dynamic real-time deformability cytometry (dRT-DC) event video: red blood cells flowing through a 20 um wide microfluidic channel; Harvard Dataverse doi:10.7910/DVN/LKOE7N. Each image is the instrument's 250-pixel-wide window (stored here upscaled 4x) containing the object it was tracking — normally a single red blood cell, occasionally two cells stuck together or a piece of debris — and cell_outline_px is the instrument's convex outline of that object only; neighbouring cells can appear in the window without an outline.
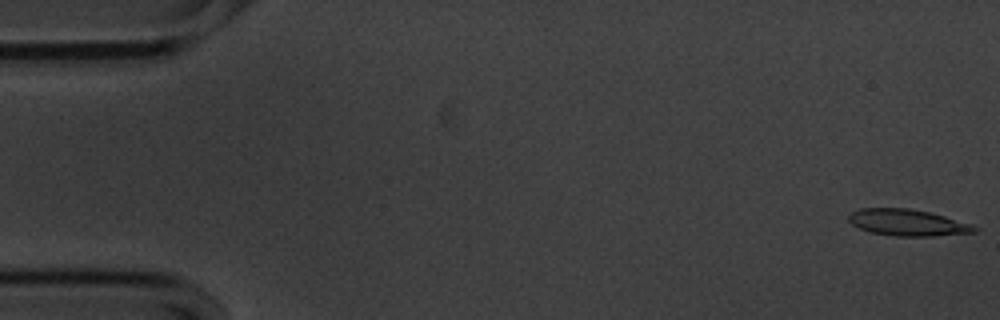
{"species": "common noctule bat (a hibernating species)", "species_latin": "Nyctalus noctula", "temperature_condition": "cold", "stored_images_in_passage": 56, "camera_frame_rate_fps": 3000, "um_per_image_px": 0.085, "animal": {"sex": "male", "body_mass_g": 20.1, "forearm_length_mm": 53.5}, "frame": {"image": 1, "passage_image": 1, "time_ms": 0.0, "image_size_px": [1000, 320], "cell_outline_px": [[980, 228], [976, 232], [932, 236], [896, 236], [868, 232], [852, 224], [848, 220], [848, 216], [852, 212], [860, 208], [908, 208], [928, 212], [944, 216], [972, 224]], "centroid_in_image_um": [77.14, 18.92], "position_along_channel_um": 7.9, "area_um2": 19.42}}
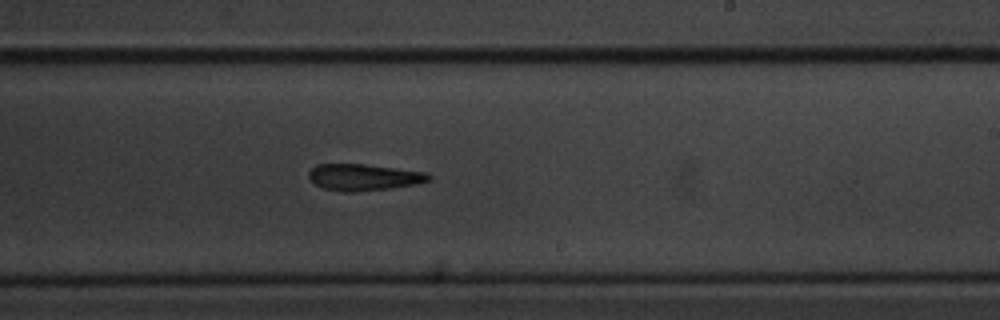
{"frame": {"image": 2, "passage_image": 33, "time_ms": 10.667, "image_size_px": [1000, 320], "cell_outline_px": [[432, 180], [416, 184], [388, 188], [352, 192], [344, 192], [320, 188], [308, 176], [308, 172], [316, 164], [364, 164], [428, 172], [432, 176]], "centroid_in_image_um": [30.93, 15.06], "position_along_channel_um": 258.1, "area_um2": 18.61}}
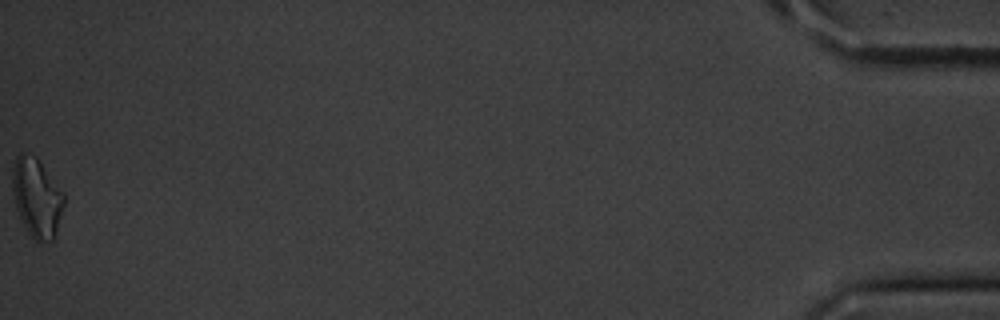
{"frame": {"image": 3, "passage_image": 56, "time_ms": 18.333, "image_size_px": [1000, 320], "cell_outline_px": [[64, 204], [56, 232], [52, 240], [40, 244], [28, 232], [16, 208], [12, 192], [12, 168], [16, 156], [20, 152], [24, 152], [36, 156], [64, 192]], "centroid_in_image_um": [3.12, 16.76], "position_along_channel_um": 432.1, "area_um2": 23.81}, "authors_computed_cell_mechanics": {"area_um2": 19.1029, "velocity_mm_per_s": 3.5642, "shape_relaxation_time_tau1_ms": 2.499, "shape_relaxation_time_tau2_ms": null, "deformation_change_tau1": 0.1359, "deformation_change_tau2": null}}